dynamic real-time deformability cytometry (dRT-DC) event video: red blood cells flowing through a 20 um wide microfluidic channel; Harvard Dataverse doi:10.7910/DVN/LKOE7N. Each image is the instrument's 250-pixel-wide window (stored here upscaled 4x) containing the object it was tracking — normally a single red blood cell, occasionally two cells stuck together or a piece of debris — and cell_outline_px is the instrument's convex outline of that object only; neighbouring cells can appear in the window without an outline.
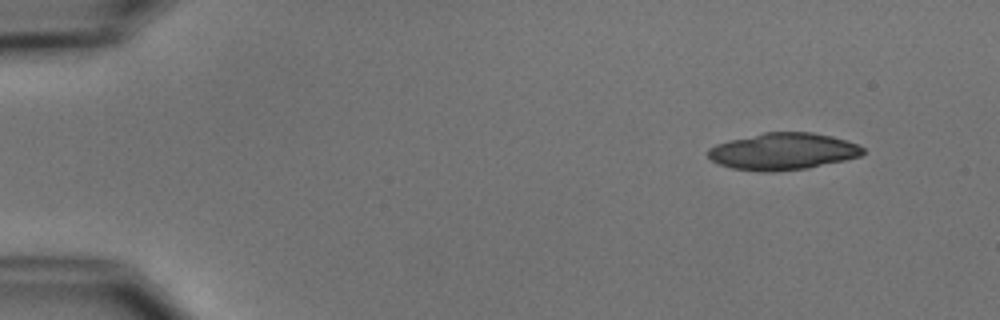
{"species": "common noctule bat (a hibernating species)", "species_latin": "Nyctalus noctula", "temperature_condition": "cold", "stored_images_in_passage": 5, "segment_of_instrument_passage": [2, 2], "camera_frame_rate_fps": 3000, "um_per_image_px": 0.085, "animal": {"sex": "male", "body_mass_g": 15.6}, "frame": {"image": 1, "passage_image": 5, "time_ms": 5.0, "image_size_px": [1000, 320], "cell_outline_px": [[864, 152], [860, 156], [844, 160], [808, 168], [772, 172], [760, 172], [732, 168], [720, 164], [712, 160], [708, 156], [708, 148], [716, 144], [728, 140], [764, 132], [812, 132], [832, 136], [856, 144], [864, 148]], "centroid_in_image_um": [66.52, 12.87], "position_along_channel_um": 18.5, "area_um2": 33.23}}